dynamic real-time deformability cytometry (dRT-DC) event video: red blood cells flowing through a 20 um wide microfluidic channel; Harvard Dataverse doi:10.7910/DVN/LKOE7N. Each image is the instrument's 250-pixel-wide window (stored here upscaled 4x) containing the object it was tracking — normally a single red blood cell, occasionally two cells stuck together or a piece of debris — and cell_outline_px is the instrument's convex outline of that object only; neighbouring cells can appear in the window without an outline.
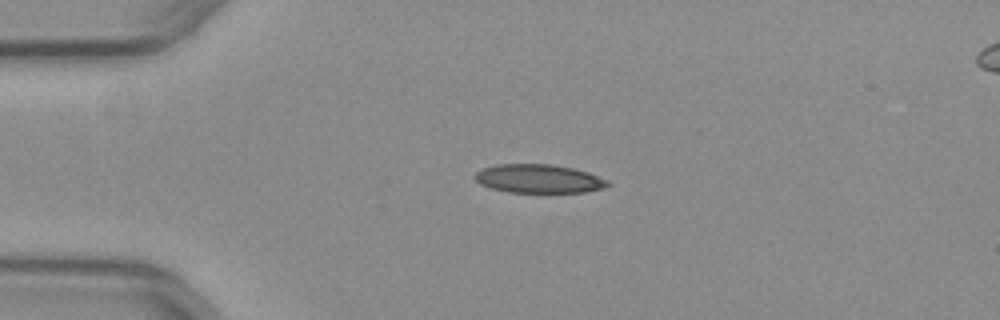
{"species": "common noctule bat (a hibernating species)", "species_latin": "Nyctalus noctula", "temperature_condition": "warm", "stored_images_in_passage": 41, "camera_frame_rate_fps": 3000, "um_per_image_px": 0.085, "animal": {"sex": "female", "body_mass_g": 29.2, "forearm_length_mm": 56.3}, "frame": {"image": 1, "passage_image": 1, "time_ms": 0.0, "image_size_px": [1000, 320], "cell_outline_px": [[612, 184], [608, 188], [584, 192], [508, 192], [492, 188], [480, 184], [472, 176], [480, 168], [496, 164], [552, 164], [572, 168], [588, 172], [608, 180]], "centroid_in_image_um": [45.8, 15.18], "position_along_channel_um": 39.2, "area_um2": 22.43}}
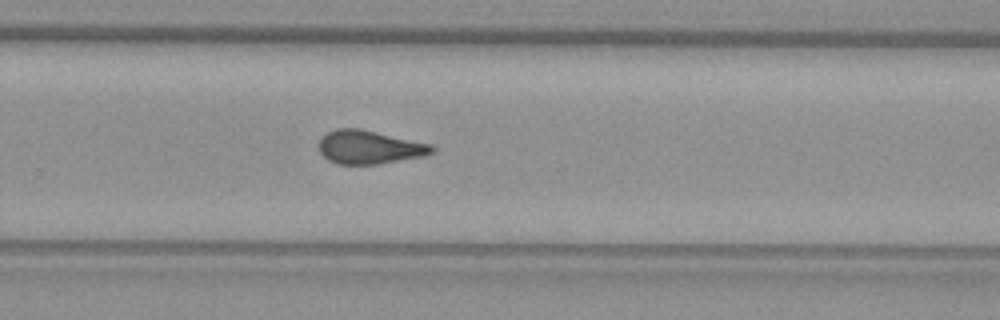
{"frame": {"image": 2, "passage_image": 23, "time_ms": 7.333, "image_size_px": [1000, 320], "cell_outline_px": [[436, 152], [424, 156], [376, 164], [336, 164], [328, 160], [320, 152], [316, 144], [320, 136], [336, 128], [360, 128], [432, 144], [436, 148]], "centroid_in_image_um": [31.37, 12.5], "position_along_channel_um": 298.4, "area_um2": 22.43}}
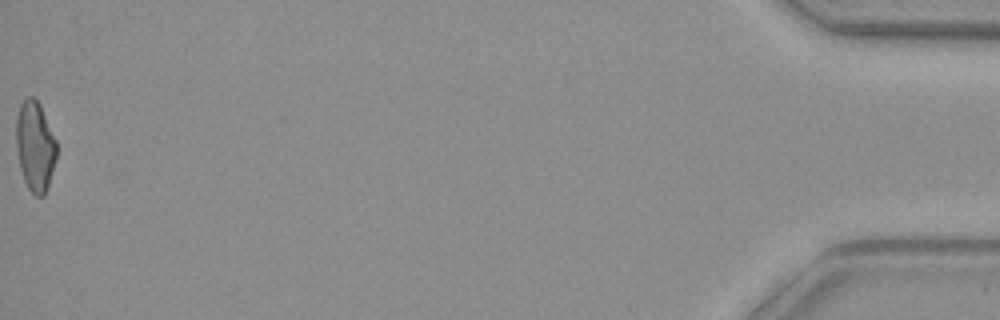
{"frame": {"image": 3, "passage_image": 41, "time_ms": 13.333, "image_size_px": [1000, 320], "cell_outline_px": [[56, 160], [48, 188], [44, 196], [36, 196], [28, 188], [24, 180], [20, 168], [16, 148], [16, 116], [20, 104], [28, 96], [32, 96], [40, 104], [56, 140]], "centroid_in_image_um": [2.98, 12.44], "position_along_channel_um": 432.2, "area_um2": 21.33}, "authors_computed_cell_mechanics": {"area_um2": 22.1952, "velocity_mm_per_s": 3.9822, "shape_relaxation_time_tau1_ms": null, "shape_relaxation_time_tau2_ms": 2.3376, "deformation_change_tau1": null, "deformation_change_tau2": 0.1172}}